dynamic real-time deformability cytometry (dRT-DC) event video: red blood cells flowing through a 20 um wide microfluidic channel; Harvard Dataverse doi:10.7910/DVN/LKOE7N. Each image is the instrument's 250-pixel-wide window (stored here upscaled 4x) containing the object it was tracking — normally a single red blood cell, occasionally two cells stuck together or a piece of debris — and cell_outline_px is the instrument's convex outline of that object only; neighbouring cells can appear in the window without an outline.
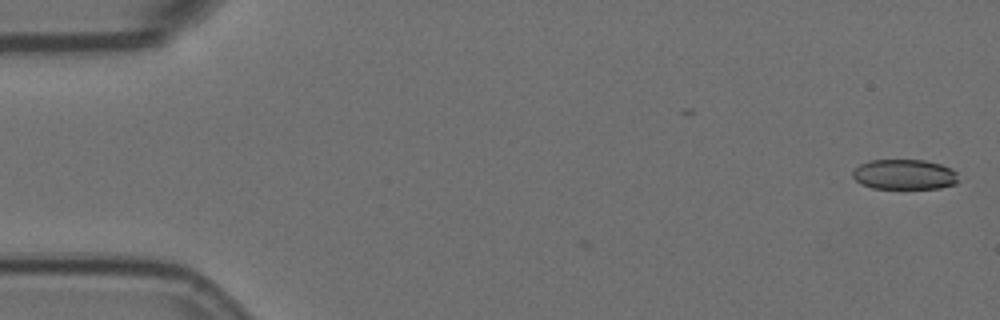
{"species": "Egyptian fruit bat (a non-hibernating species)", "species_latin": "Rousettus aegyptiacus", "temperature_condition": "room temperature", "stored_images_in_passage": 6, "camera_frame_rate_fps": 3000, "um_per_image_px": 0.085, "animal": {"sex": "female"}, "frame": {"image": 1, "passage_image": 1, "time_ms": 0.0, "image_size_px": [1000, 320], "cell_outline_px": [[960, 180], [956, 184], [940, 188], [872, 188], [860, 184], [852, 176], [852, 172], [860, 164], [872, 160], [924, 160], [940, 164], [952, 168], [956, 172]], "centroid_in_image_um": [76.9, 14.83], "position_along_channel_um": 8.1, "area_um2": 18.67}}